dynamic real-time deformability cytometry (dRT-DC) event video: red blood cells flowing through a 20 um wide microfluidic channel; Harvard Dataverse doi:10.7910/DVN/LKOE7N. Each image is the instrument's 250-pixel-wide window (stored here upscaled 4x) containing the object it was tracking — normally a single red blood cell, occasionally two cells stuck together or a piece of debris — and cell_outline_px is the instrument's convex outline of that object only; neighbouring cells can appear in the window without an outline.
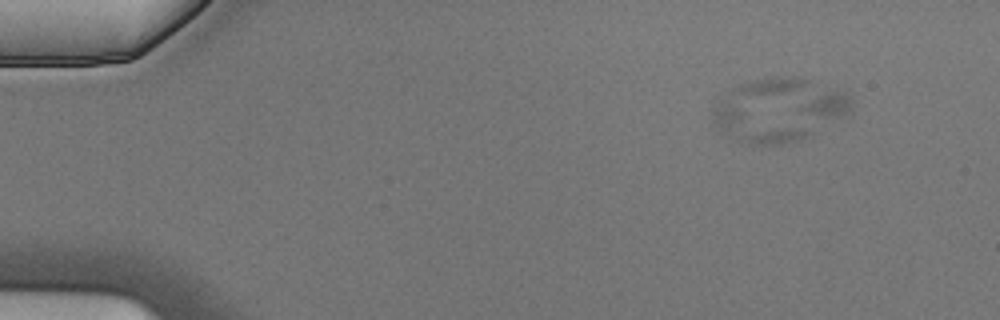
{"species": "Egyptian fruit bat (a non-hibernating species)", "species_latin": "Rousettus aegyptiacus", "temperature_condition": "cold", "stored_images_in_passage": 5, "camera_frame_rate_fps": 3000, "um_per_image_px": 0.085, "animal": {"sex": "male"}, "frame": {"image": 1, "passage_image": 2, "time_ms": 0.333, "image_size_px": [1000, 320], "cell_outline_px": [[852, 116], [808, 136], [796, 140], [776, 144], [748, 144], [740, 140], [740, 136], [828, 92], [848, 92], [852, 96]], "centroid_in_image_um": [68.28, 10.21], "position_along_channel_um": 16.7, "area_um2": 21.39}}